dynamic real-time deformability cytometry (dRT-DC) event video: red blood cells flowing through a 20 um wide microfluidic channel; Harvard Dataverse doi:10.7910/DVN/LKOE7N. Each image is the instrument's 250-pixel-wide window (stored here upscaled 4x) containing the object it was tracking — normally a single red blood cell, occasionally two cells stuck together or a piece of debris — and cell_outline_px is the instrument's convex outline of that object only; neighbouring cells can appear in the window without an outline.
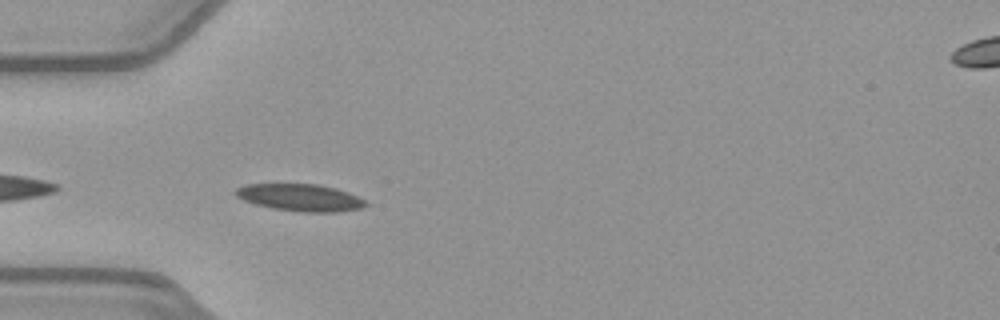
{"species": "common noctule bat (a hibernating species)", "species_latin": "Nyctalus noctula", "temperature_condition": "warm", "stored_images_in_passage": 38, "camera_frame_rate_fps": 3000, "um_per_image_px": 0.085, "animal": {"sex": "female", "body_mass_g": 21.9}, "frame": {"image": 1, "passage_image": 2, "time_ms": 0.333, "image_size_px": [1000, 320], "cell_outline_px": [[368, 204], [364, 208], [336, 212], [300, 212], [272, 208], [256, 204], [244, 200], [236, 196], [232, 192], [236, 188], [244, 184], [316, 184], [336, 188], [348, 192], [364, 200]], "centroid_in_image_um": [25.5, 16.79], "position_along_channel_um": 59.5, "area_um2": 20.63}}
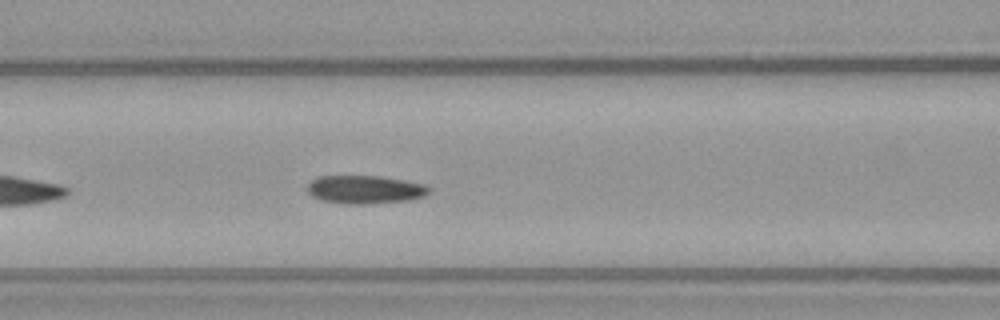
{"frame": {"image": 2, "passage_image": 8, "time_ms": 2.333, "image_size_px": [1000, 320], "cell_outline_px": [[432, 192], [424, 196], [408, 200], [368, 204], [344, 204], [320, 200], [312, 196], [308, 192], [308, 184], [316, 176], [380, 176], [404, 180], [424, 184], [432, 188]], "centroid_in_image_um": [31.04, 16.11], "position_along_channel_um": 135.6, "area_um2": 20.23}}
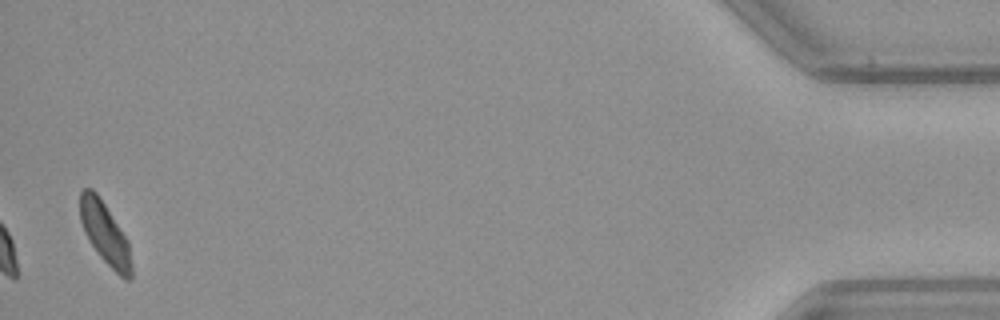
{"frame": {"image": 3, "passage_image": 37, "time_ms": 12.0, "image_size_px": [1000, 320], "cell_outline_px": [[132, 280], [128, 280], [120, 276], [100, 256], [84, 232], [80, 220], [80, 192], [84, 188], [92, 188], [96, 192], [128, 240], [132, 264]], "centroid_in_image_um": [8.93, 19.85], "position_along_channel_um": 426.3, "area_um2": 18.26}, "authors_computed_cell_mechanics": {"area_um2": 19.7676, "velocity_mm_per_s": 3.9502, "shape_relaxation_time_tau1_ms": 3.5746, "shape_relaxation_time_tau2_ms": 2.5642, "deformation_change_tau1": 0.1224, "deformation_change_tau2": 0.0857}}